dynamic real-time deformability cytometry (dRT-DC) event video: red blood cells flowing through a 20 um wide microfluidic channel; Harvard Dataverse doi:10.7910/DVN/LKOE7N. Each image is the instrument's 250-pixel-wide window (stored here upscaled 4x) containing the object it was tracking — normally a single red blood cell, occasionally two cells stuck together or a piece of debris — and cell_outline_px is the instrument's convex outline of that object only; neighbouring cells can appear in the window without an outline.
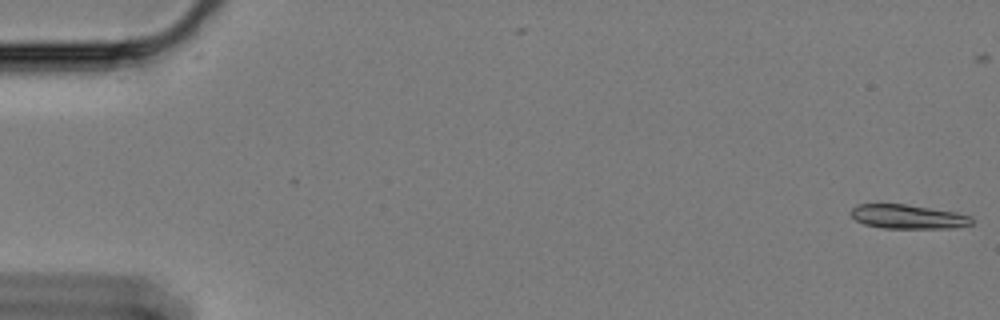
{"species": "Egyptian fruit bat (a non-hibernating species)", "species_latin": "Rousettus aegyptiacus", "temperature_condition": "cold", "stored_images_in_passage": 16, "camera_frame_rate_fps": 3000, "um_per_image_px": 0.085, "animal": {"sex": "female"}, "frame": {"image": 1, "passage_image": 1, "time_ms": 0.0, "image_size_px": [1000, 320], "cell_outline_px": [[972, 224], [948, 228], [884, 228], [864, 224], [856, 220], [848, 212], [856, 204], [904, 204], [956, 212], [972, 216]], "centroid_in_image_um": [77.14, 18.41], "position_along_channel_um": 7.9, "area_um2": 16.94}}
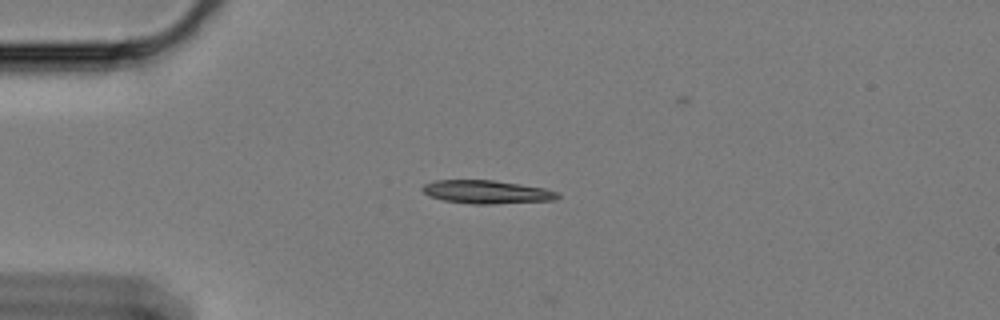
{"frame": {"image": 2, "passage_image": 15, "time_ms": 4.667, "image_size_px": [1000, 320], "cell_outline_px": [[560, 196], [556, 200], [492, 204], [472, 204], [444, 200], [428, 196], [420, 188], [424, 184], [436, 180], [492, 180], [520, 184], [544, 188], [556, 192]], "centroid_in_image_um": [41.35, 16.32], "position_along_channel_um": 43.7, "area_um2": 18.32}}